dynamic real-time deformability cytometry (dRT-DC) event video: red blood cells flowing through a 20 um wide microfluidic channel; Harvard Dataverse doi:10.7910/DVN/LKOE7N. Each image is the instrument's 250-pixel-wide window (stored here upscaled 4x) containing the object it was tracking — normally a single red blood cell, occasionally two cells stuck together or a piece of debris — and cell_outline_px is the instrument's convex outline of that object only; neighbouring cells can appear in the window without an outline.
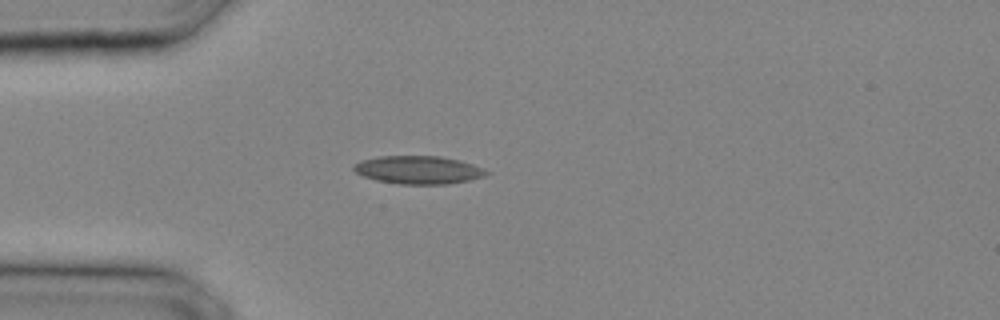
{"species": "common noctule bat (a hibernating species)", "species_latin": "Nyctalus noctula", "temperature_condition": "cold", "stored_images_in_passage": 23, "camera_frame_rate_fps": 3000, "um_per_image_px": 0.085, "animal": {"sex": "male", "body_mass_g": 20.4}, "frame": {"image": 1, "passage_image": 1, "time_ms": 0.0, "image_size_px": [1000, 320], "cell_outline_px": [[492, 172], [484, 176], [468, 180], [448, 184], [400, 184], [376, 180], [364, 176], [356, 172], [352, 168], [352, 164], [360, 160], [380, 156], [440, 156], [460, 160], [484, 168]], "centroid_in_image_um": [35.56, 14.43], "position_along_channel_um": 49.4, "area_um2": 21.79}}
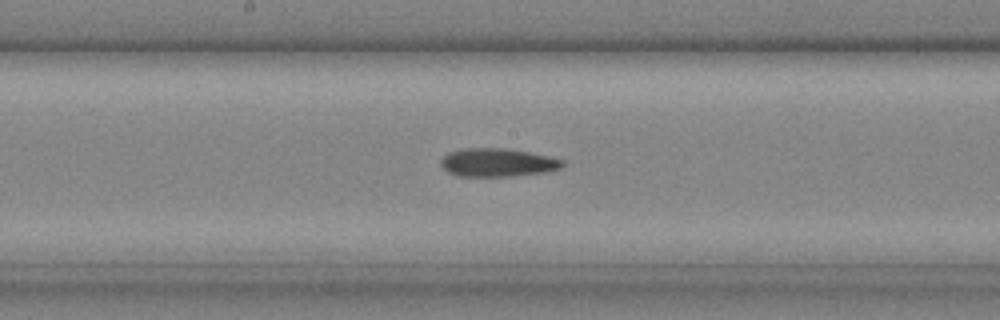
{"frame": {"image": 2, "passage_image": 9, "time_ms": 2.667, "image_size_px": [1000, 320], "cell_outline_px": [[564, 164], [560, 168], [548, 172], [512, 176], [456, 176], [448, 172], [440, 164], [440, 160], [448, 152], [460, 148], [504, 148], [552, 156], [564, 160]], "centroid_in_image_um": [42.29, 13.81], "position_along_channel_um": 205.9, "area_um2": 20.29}}
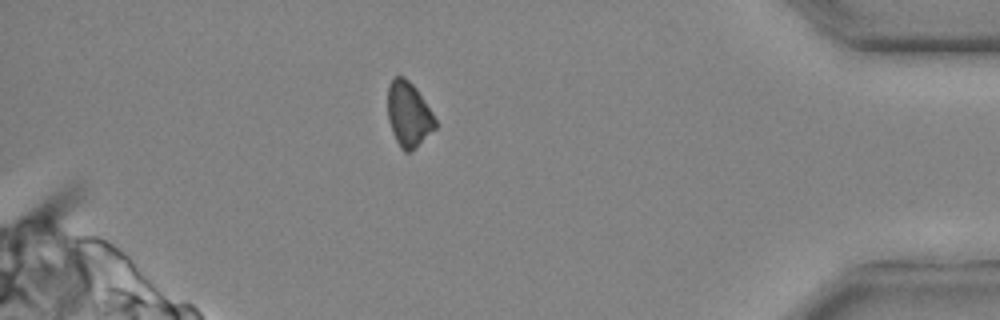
{"frame": {"image": 3, "passage_image": 20, "time_ms": 6.333, "image_size_px": [1000, 320], "cell_outline_px": [[436, 128], [412, 152], [404, 152], [400, 148], [392, 132], [388, 120], [388, 84], [392, 76], [404, 76], [416, 88], [432, 112], [436, 120]], "centroid_in_image_um": [34.72, 9.72], "position_along_channel_um": 400.5, "area_um2": 18.21}}